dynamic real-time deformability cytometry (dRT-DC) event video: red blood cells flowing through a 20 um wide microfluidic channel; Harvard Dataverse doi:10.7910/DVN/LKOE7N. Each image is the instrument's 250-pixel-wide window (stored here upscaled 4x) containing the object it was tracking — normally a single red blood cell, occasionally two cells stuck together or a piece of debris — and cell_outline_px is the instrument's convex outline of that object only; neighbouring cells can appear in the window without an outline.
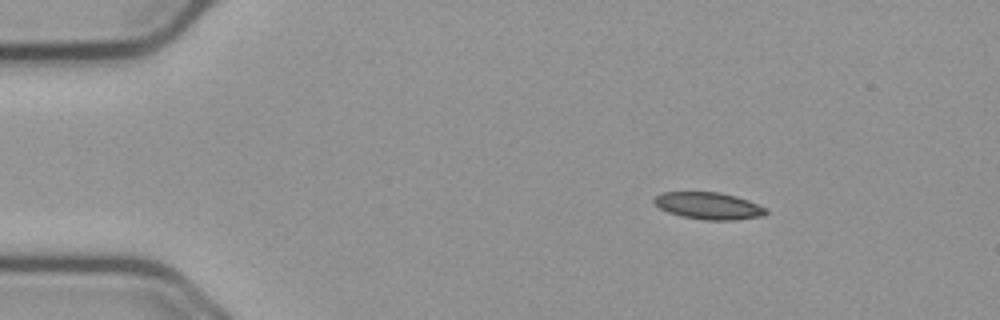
{"species": "common noctule bat (a hibernating species)", "species_latin": "Nyctalus noctula", "temperature_condition": "cold", "stored_images_in_passage": 55, "camera_frame_rate_fps": 3000, "um_per_image_px": 0.085, "animal": {"sex": "male", "body_mass_g": 23.1, "forearm_length_mm": 52.7}, "frame": {"image": 1, "passage_image": 8, "time_ms": 2.333, "image_size_px": [1000, 320], "cell_outline_px": [[768, 212], [764, 216], [736, 220], [704, 220], [680, 216], [668, 212], [660, 208], [652, 200], [656, 196], [664, 192], [720, 192], [736, 196], [748, 200], [768, 208]], "centroid_in_image_um": [60.28, 17.5], "position_along_channel_um": 24.7, "area_um2": 17.74}}
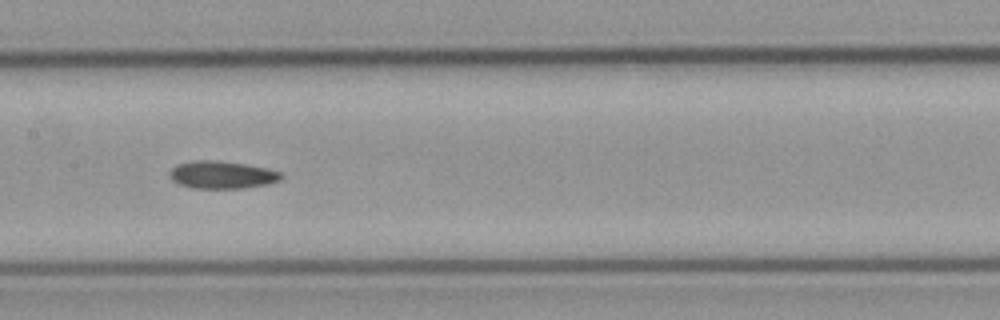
{"frame": {"image": 2, "passage_image": 27, "time_ms": 8.667, "image_size_px": [1000, 320], "cell_outline_px": [[284, 176], [280, 180], [268, 184], [244, 188], [192, 188], [180, 184], [172, 180], [168, 176], [168, 172], [176, 164], [196, 160], [216, 160], [244, 164], [268, 168], [280, 172]], "centroid_in_image_um": [18.86, 14.86], "position_along_channel_um": 188.5, "area_um2": 18.03}}
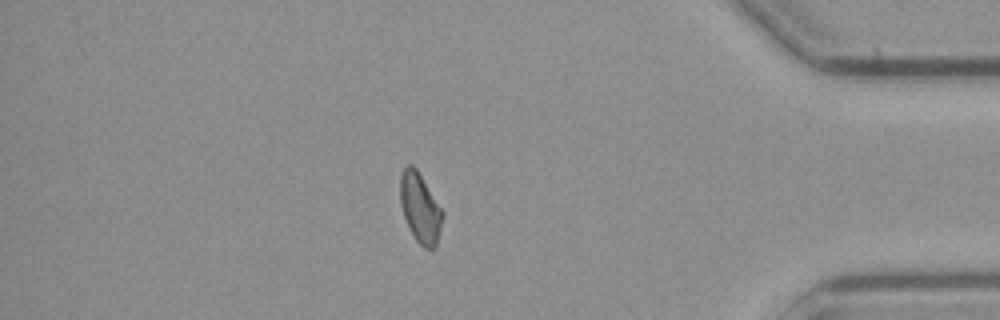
{"frame": {"image": 3, "passage_image": 47, "time_ms": 15.333, "image_size_px": [1000, 320], "cell_outline_px": [[444, 216], [436, 244], [432, 248], [424, 248], [416, 240], [404, 216], [400, 204], [400, 176], [404, 168], [408, 164], [412, 164], [416, 168], [444, 212]], "centroid_in_image_um": [35.71, 17.65], "position_along_channel_um": 399.5, "area_um2": 16.94}}